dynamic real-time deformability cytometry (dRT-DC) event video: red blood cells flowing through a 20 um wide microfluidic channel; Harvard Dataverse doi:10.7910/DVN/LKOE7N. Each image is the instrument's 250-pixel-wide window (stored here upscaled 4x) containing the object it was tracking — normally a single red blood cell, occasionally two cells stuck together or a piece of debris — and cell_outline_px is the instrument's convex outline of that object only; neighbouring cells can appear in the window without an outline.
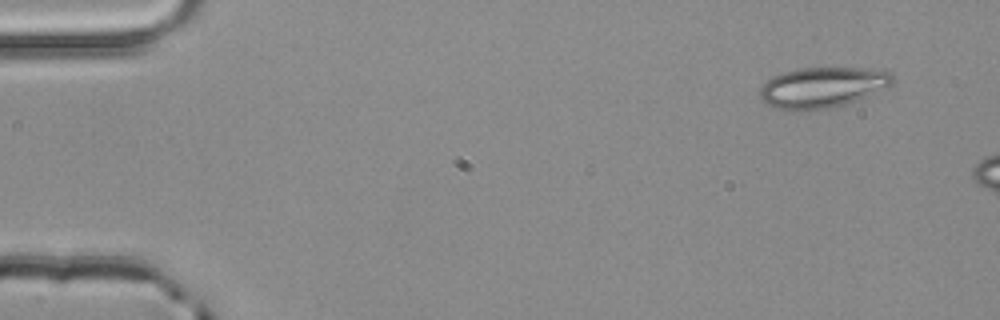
{"species": "common noctule bat (a hibernating species)", "species_latin": "Nyctalus noctula", "temperature_condition": "room temperature", "stored_images_in_passage": 5, "segment_of_instrument_passage": [2, 2], "camera_frame_rate_fps": 3000, "um_per_image_px": 0.085, "animal": {"sex": "male", "body_mass_g": 20.4}, "frame": {"image": 1, "passage_image": 5, "time_ms": 1.333, "image_size_px": [1000, 320], "cell_outline_px": [[896, 80], [892, 84], [856, 100], [844, 104], [828, 108], [792, 112], [776, 108], [760, 100], [760, 88], [772, 76], [780, 72], [800, 68], [860, 68], [888, 72]], "centroid_in_image_um": [69.82, 7.44], "position_along_channel_um": 15.2, "area_um2": 31.21}}